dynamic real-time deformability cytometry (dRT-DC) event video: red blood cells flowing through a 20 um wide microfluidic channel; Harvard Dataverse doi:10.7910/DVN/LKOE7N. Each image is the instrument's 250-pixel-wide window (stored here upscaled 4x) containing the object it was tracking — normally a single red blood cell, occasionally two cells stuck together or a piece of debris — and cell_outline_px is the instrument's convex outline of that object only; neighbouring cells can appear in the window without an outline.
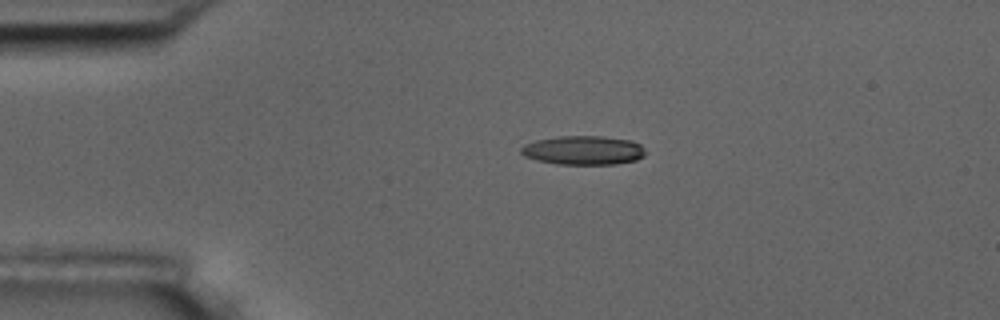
{"species": "common noctule bat (a hibernating species)", "species_latin": "Nyctalus noctula", "temperature_condition": "room temperature", "stored_images_in_passage": 44, "camera_frame_rate_fps": 3000, "um_per_image_px": 0.085, "animal": {"sex": "male", "body_mass_g": 17.5, "forearm_length_mm": 52.3}, "frame": {"image": 1, "passage_image": 1, "time_ms": 0.0, "image_size_px": [1000, 320], "cell_outline_px": [[648, 152], [644, 156], [636, 160], [616, 164], [556, 164], [536, 160], [524, 156], [520, 152], [520, 148], [524, 144], [536, 140], [556, 136], [604, 136], [632, 140], [640, 144]], "centroid_in_image_um": [49.6, 12.77], "position_along_channel_um": 35.4, "area_um2": 21.33}}
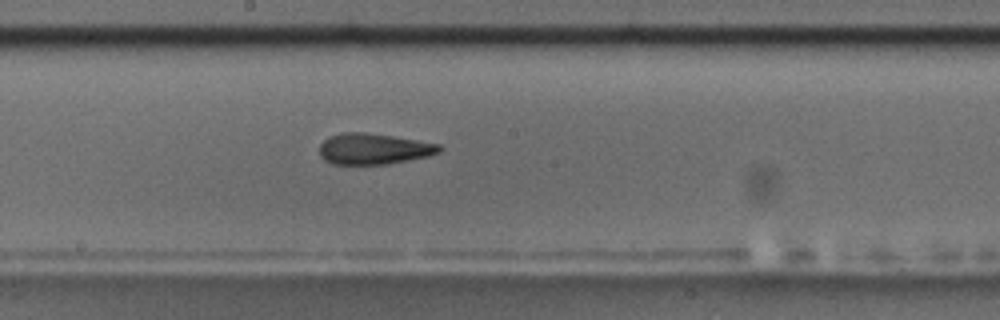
{"frame": {"image": 2, "passage_image": 19, "time_ms": 6.0, "image_size_px": [1000, 320], "cell_outline_px": [[444, 148], [440, 152], [428, 156], [388, 164], [332, 164], [324, 160], [320, 156], [320, 144], [328, 136], [344, 132], [364, 132], [392, 136], [440, 144]], "centroid_in_image_um": [31.76, 12.65], "position_along_channel_um": 216.4, "area_um2": 21.68}}
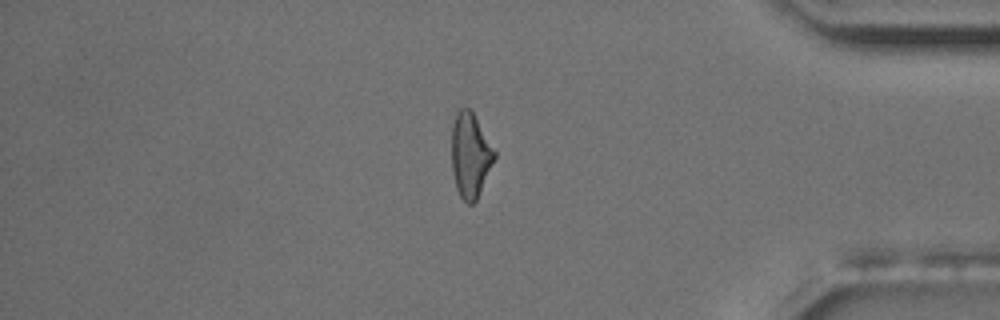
{"frame": {"image": 3, "passage_image": 36, "time_ms": 11.667, "image_size_px": [1000, 320], "cell_outline_px": [[496, 156], [476, 200], [472, 204], [468, 204], [460, 196], [456, 188], [452, 172], [452, 124], [456, 112], [460, 108], [468, 108], [472, 112], [496, 152]], "centroid_in_image_um": [39.96, 13.19], "position_along_channel_um": 395.2, "area_um2": 20.87}, "authors_computed_cell_mechanics": {"area_um2": 21.4438, "velocity_mm_per_s": 3.6611, "shape_relaxation_time_tau1_ms": null, "shape_relaxation_time_tau2_ms": 3.508, "deformation_change_tau1": null, "deformation_change_tau2": 0.1355}}